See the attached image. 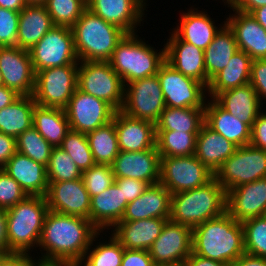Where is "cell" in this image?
Here are the masks:
<instances>
[{
  "label": "cell",
  "instance_id": "obj_53",
  "mask_svg": "<svg viewBox=\"0 0 266 266\" xmlns=\"http://www.w3.org/2000/svg\"><path fill=\"white\" fill-rule=\"evenodd\" d=\"M17 152L16 138L0 132V169Z\"/></svg>",
  "mask_w": 266,
  "mask_h": 266
},
{
  "label": "cell",
  "instance_id": "obj_22",
  "mask_svg": "<svg viewBox=\"0 0 266 266\" xmlns=\"http://www.w3.org/2000/svg\"><path fill=\"white\" fill-rule=\"evenodd\" d=\"M120 151L137 152L156 148L155 124L116 111L113 119Z\"/></svg>",
  "mask_w": 266,
  "mask_h": 266
},
{
  "label": "cell",
  "instance_id": "obj_28",
  "mask_svg": "<svg viewBox=\"0 0 266 266\" xmlns=\"http://www.w3.org/2000/svg\"><path fill=\"white\" fill-rule=\"evenodd\" d=\"M206 11L191 8L188 12L181 14V21H179L174 33L183 41L193 44L201 50H205L214 39L215 35L226 24L224 22L219 28L214 25V21ZM180 25V26H179Z\"/></svg>",
  "mask_w": 266,
  "mask_h": 266
},
{
  "label": "cell",
  "instance_id": "obj_9",
  "mask_svg": "<svg viewBox=\"0 0 266 266\" xmlns=\"http://www.w3.org/2000/svg\"><path fill=\"white\" fill-rule=\"evenodd\" d=\"M264 177H266V150L251 145L237 147L214 173V178L226 193L232 188Z\"/></svg>",
  "mask_w": 266,
  "mask_h": 266
},
{
  "label": "cell",
  "instance_id": "obj_61",
  "mask_svg": "<svg viewBox=\"0 0 266 266\" xmlns=\"http://www.w3.org/2000/svg\"><path fill=\"white\" fill-rule=\"evenodd\" d=\"M27 5L25 0H0V7L20 12Z\"/></svg>",
  "mask_w": 266,
  "mask_h": 266
},
{
  "label": "cell",
  "instance_id": "obj_10",
  "mask_svg": "<svg viewBox=\"0 0 266 266\" xmlns=\"http://www.w3.org/2000/svg\"><path fill=\"white\" fill-rule=\"evenodd\" d=\"M165 107L157 74L124 86V102L120 111L126 115L156 124Z\"/></svg>",
  "mask_w": 266,
  "mask_h": 266
},
{
  "label": "cell",
  "instance_id": "obj_21",
  "mask_svg": "<svg viewBox=\"0 0 266 266\" xmlns=\"http://www.w3.org/2000/svg\"><path fill=\"white\" fill-rule=\"evenodd\" d=\"M165 44V61L175 70L206 86L204 51L181 40L172 30Z\"/></svg>",
  "mask_w": 266,
  "mask_h": 266
},
{
  "label": "cell",
  "instance_id": "obj_62",
  "mask_svg": "<svg viewBox=\"0 0 266 266\" xmlns=\"http://www.w3.org/2000/svg\"><path fill=\"white\" fill-rule=\"evenodd\" d=\"M250 14L266 30V6L254 9Z\"/></svg>",
  "mask_w": 266,
  "mask_h": 266
},
{
  "label": "cell",
  "instance_id": "obj_48",
  "mask_svg": "<svg viewBox=\"0 0 266 266\" xmlns=\"http://www.w3.org/2000/svg\"><path fill=\"white\" fill-rule=\"evenodd\" d=\"M27 194L5 171L0 169V208L8 209L23 200Z\"/></svg>",
  "mask_w": 266,
  "mask_h": 266
},
{
  "label": "cell",
  "instance_id": "obj_36",
  "mask_svg": "<svg viewBox=\"0 0 266 266\" xmlns=\"http://www.w3.org/2000/svg\"><path fill=\"white\" fill-rule=\"evenodd\" d=\"M33 95L20 96L12 104L0 110V132L17 138L33 126Z\"/></svg>",
  "mask_w": 266,
  "mask_h": 266
},
{
  "label": "cell",
  "instance_id": "obj_20",
  "mask_svg": "<svg viewBox=\"0 0 266 266\" xmlns=\"http://www.w3.org/2000/svg\"><path fill=\"white\" fill-rule=\"evenodd\" d=\"M115 178H132L149 185L159 183L160 154L157 148L137 152L120 151L111 165Z\"/></svg>",
  "mask_w": 266,
  "mask_h": 266
},
{
  "label": "cell",
  "instance_id": "obj_43",
  "mask_svg": "<svg viewBox=\"0 0 266 266\" xmlns=\"http://www.w3.org/2000/svg\"><path fill=\"white\" fill-rule=\"evenodd\" d=\"M44 5L54 26L70 28L87 8L86 0H46Z\"/></svg>",
  "mask_w": 266,
  "mask_h": 266
},
{
  "label": "cell",
  "instance_id": "obj_3",
  "mask_svg": "<svg viewBox=\"0 0 266 266\" xmlns=\"http://www.w3.org/2000/svg\"><path fill=\"white\" fill-rule=\"evenodd\" d=\"M226 199V191L213 177L203 186L171 194L169 220L194 228L222 215Z\"/></svg>",
  "mask_w": 266,
  "mask_h": 266
},
{
  "label": "cell",
  "instance_id": "obj_16",
  "mask_svg": "<svg viewBox=\"0 0 266 266\" xmlns=\"http://www.w3.org/2000/svg\"><path fill=\"white\" fill-rule=\"evenodd\" d=\"M0 71L3 85L20 96H31L36 73L28 50L18 46L0 47Z\"/></svg>",
  "mask_w": 266,
  "mask_h": 266
},
{
  "label": "cell",
  "instance_id": "obj_8",
  "mask_svg": "<svg viewBox=\"0 0 266 266\" xmlns=\"http://www.w3.org/2000/svg\"><path fill=\"white\" fill-rule=\"evenodd\" d=\"M78 66L70 64L37 71L33 93L35 103L65 109L77 89Z\"/></svg>",
  "mask_w": 266,
  "mask_h": 266
},
{
  "label": "cell",
  "instance_id": "obj_2",
  "mask_svg": "<svg viewBox=\"0 0 266 266\" xmlns=\"http://www.w3.org/2000/svg\"><path fill=\"white\" fill-rule=\"evenodd\" d=\"M192 253L227 264L233 263L245 254L242 223L225 211L197 225L192 228Z\"/></svg>",
  "mask_w": 266,
  "mask_h": 266
},
{
  "label": "cell",
  "instance_id": "obj_26",
  "mask_svg": "<svg viewBox=\"0 0 266 266\" xmlns=\"http://www.w3.org/2000/svg\"><path fill=\"white\" fill-rule=\"evenodd\" d=\"M127 204L122 189L113 183L100 194L91 197L89 220L99 231L109 230L122 220Z\"/></svg>",
  "mask_w": 266,
  "mask_h": 266
},
{
  "label": "cell",
  "instance_id": "obj_65",
  "mask_svg": "<svg viewBox=\"0 0 266 266\" xmlns=\"http://www.w3.org/2000/svg\"><path fill=\"white\" fill-rule=\"evenodd\" d=\"M0 86H3V79H2L1 71H0Z\"/></svg>",
  "mask_w": 266,
  "mask_h": 266
},
{
  "label": "cell",
  "instance_id": "obj_11",
  "mask_svg": "<svg viewBox=\"0 0 266 266\" xmlns=\"http://www.w3.org/2000/svg\"><path fill=\"white\" fill-rule=\"evenodd\" d=\"M29 54L35 73L46 68L79 64L73 32L66 26L52 27L29 50Z\"/></svg>",
  "mask_w": 266,
  "mask_h": 266
},
{
  "label": "cell",
  "instance_id": "obj_41",
  "mask_svg": "<svg viewBox=\"0 0 266 266\" xmlns=\"http://www.w3.org/2000/svg\"><path fill=\"white\" fill-rule=\"evenodd\" d=\"M17 151L47 166L53 146L32 126L16 138Z\"/></svg>",
  "mask_w": 266,
  "mask_h": 266
},
{
  "label": "cell",
  "instance_id": "obj_59",
  "mask_svg": "<svg viewBox=\"0 0 266 266\" xmlns=\"http://www.w3.org/2000/svg\"><path fill=\"white\" fill-rule=\"evenodd\" d=\"M262 6H266V0H240L233 8L250 14L254 9Z\"/></svg>",
  "mask_w": 266,
  "mask_h": 266
},
{
  "label": "cell",
  "instance_id": "obj_60",
  "mask_svg": "<svg viewBox=\"0 0 266 266\" xmlns=\"http://www.w3.org/2000/svg\"><path fill=\"white\" fill-rule=\"evenodd\" d=\"M20 95L13 89L0 86V110L17 100Z\"/></svg>",
  "mask_w": 266,
  "mask_h": 266
},
{
  "label": "cell",
  "instance_id": "obj_18",
  "mask_svg": "<svg viewBox=\"0 0 266 266\" xmlns=\"http://www.w3.org/2000/svg\"><path fill=\"white\" fill-rule=\"evenodd\" d=\"M226 211L238 222L266 216V177L227 192Z\"/></svg>",
  "mask_w": 266,
  "mask_h": 266
},
{
  "label": "cell",
  "instance_id": "obj_54",
  "mask_svg": "<svg viewBox=\"0 0 266 266\" xmlns=\"http://www.w3.org/2000/svg\"><path fill=\"white\" fill-rule=\"evenodd\" d=\"M30 255L24 252L0 253V266H31Z\"/></svg>",
  "mask_w": 266,
  "mask_h": 266
},
{
  "label": "cell",
  "instance_id": "obj_51",
  "mask_svg": "<svg viewBox=\"0 0 266 266\" xmlns=\"http://www.w3.org/2000/svg\"><path fill=\"white\" fill-rule=\"evenodd\" d=\"M121 266H155L147 250L124 249Z\"/></svg>",
  "mask_w": 266,
  "mask_h": 266
},
{
  "label": "cell",
  "instance_id": "obj_37",
  "mask_svg": "<svg viewBox=\"0 0 266 266\" xmlns=\"http://www.w3.org/2000/svg\"><path fill=\"white\" fill-rule=\"evenodd\" d=\"M205 123V108L165 107L155 124L156 131L199 133Z\"/></svg>",
  "mask_w": 266,
  "mask_h": 266
},
{
  "label": "cell",
  "instance_id": "obj_42",
  "mask_svg": "<svg viewBox=\"0 0 266 266\" xmlns=\"http://www.w3.org/2000/svg\"><path fill=\"white\" fill-rule=\"evenodd\" d=\"M46 172L48 182L72 181L82 176V171L59 146L53 147Z\"/></svg>",
  "mask_w": 266,
  "mask_h": 266
},
{
  "label": "cell",
  "instance_id": "obj_23",
  "mask_svg": "<svg viewBox=\"0 0 266 266\" xmlns=\"http://www.w3.org/2000/svg\"><path fill=\"white\" fill-rule=\"evenodd\" d=\"M226 19L234 32L238 49L247 53L252 60L266 59V30L249 13L238 11Z\"/></svg>",
  "mask_w": 266,
  "mask_h": 266
},
{
  "label": "cell",
  "instance_id": "obj_64",
  "mask_svg": "<svg viewBox=\"0 0 266 266\" xmlns=\"http://www.w3.org/2000/svg\"><path fill=\"white\" fill-rule=\"evenodd\" d=\"M27 4H44L46 0H25Z\"/></svg>",
  "mask_w": 266,
  "mask_h": 266
},
{
  "label": "cell",
  "instance_id": "obj_46",
  "mask_svg": "<svg viewBox=\"0 0 266 266\" xmlns=\"http://www.w3.org/2000/svg\"><path fill=\"white\" fill-rule=\"evenodd\" d=\"M81 178L90 198L100 194L115 183L112 166L107 164H94L82 172Z\"/></svg>",
  "mask_w": 266,
  "mask_h": 266
},
{
  "label": "cell",
  "instance_id": "obj_35",
  "mask_svg": "<svg viewBox=\"0 0 266 266\" xmlns=\"http://www.w3.org/2000/svg\"><path fill=\"white\" fill-rule=\"evenodd\" d=\"M33 127L53 147L60 146L70 131L65 109L38 104H35L33 110Z\"/></svg>",
  "mask_w": 266,
  "mask_h": 266
},
{
  "label": "cell",
  "instance_id": "obj_5",
  "mask_svg": "<svg viewBox=\"0 0 266 266\" xmlns=\"http://www.w3.org/2000/svg\"><path fill=\"white\" fill-rule=\"evenodd\" d=\"M7 211L10 252L31 253L38 247L45 216L49 211L45 196H26Z\"/></svg>",
  "mask_w": 266,
  "mask_h": 266
},
{
  "label": "cell",
  "instance_id": "obj_17",
  "mask_svg": "<svg viewBox=\"0 0 266 266\" xmlns=\"http://www.w3.org/2000/svg\"><path fill=\"white\" fill-rule=\"evenodd\" d=\"M48 183L45 197L49 210L89 219L91 198L82 178Z\"/></svg>",
  "mask_w": 266,
  "mask_h": 266
},
{
  "label": "cell",
  "instance_id": "obj_30",
  "mask_svg": "<svg viewBox=\"0 0 266 266\" xmlns=\"http://www.w3.org/2000/svg\"><path fill=\"white\" fill-rule=\"evenodd\" d=\"M236 149L235 144L204 123L196 137L194 155L214 174Z\"/></svg>",
  "mask_w": 266,
  "mask_h": 266
},
{
  "label": "cell",
  "instance_id": "obj_12",
  "mask_svg": "<svg viewBox=\"0 0 266 266\" xmlns=\"http://www.w3.org/2000/svg\"><path fill=\"white\" fill-rule=\"evenodd\" d=\"M214 174L195 155L160 158V180L171 194L205 185Z\"/></svg>",
  "mask_w": 266,
  "mask_h": 266
},
{
  "label": "cell",
  "instance_id": "obj_32",
  "mask_svg": "<svg viewBox=\"0 0 266 266\" xmlns=\"http://www.w3.org/2000/svg\"><path fill=\"white\" fill-rule=\"evenodd\" d=\"M52 27L44 4H27L19 13L17 46L29 51Z\"/></svg>",
  "mask_w": 266,
  "mask_h": 266
},
{
  "label": "cell",
  "instance_id": "obj_39",
  "mask_svg": "<svg viewBox=\"0 0 266 266\" xmlns=\"http://www.w3.org/2000/svg\"><path fill=\"white\" fill-rule=\"evenodd\" d=\"M197 135L181 131H156V148L160 158L194 155Z\"/></svg>",
  "mask_w": 266,
  "mask_h": 266
},
{
  "label": "cell",
  "instance_id": "obj_33",
  "mask_svg": "<svg viewBox=\"0 0 266 266\" xmlns=\"http://www.w3.org/2000/svg\"><path fill=\"white\" fill-rule=\"evenodd\" d=\"M251 64L252 58L244 51L238 50L227 66L209 81L208 97L214 99L220 92L249 84Z\"/></svg>",
  "mask_w": 266,
  "mask_h": 266
},
{
  "label": "cell",
  "instance_id": "obj_4",
  "mask_svg": "<svg viewBox=\"0 0 266 266\" xmlns=\"http://www.w3.org/2000/svg\"><path fill=\"white\" fill-rule=\"evenodd\" d=\"M79 61L108 62L117 44L127 34L86 8L71 27Z\"/></svg>",
  "mask_w": 266,
  "mask_h": 266
},
{
  "label": "cell",
  "instance_id": "obj_34",
  "mask_svg": "<svg viewBox=\"0 0 266 266\" xmlns=\"http://www.w3.org/2000/svg\"><path fill=\"white\" fill-rule=\"evenodd\" d=\"M238 50L234 32L225 24L204 50L206 87H208L209 81L227 66L231 57Z\"/></svg>",
  "mask_w": 266,
  "mask_h": 266
},
{
  "label": "cell",
  "instance_id": "obj_44",
  "mask_svg": "<svg viewBox=\"0 0 266 266\" xmlns=\"http://www.w3.org/2000/svg\"><path fill=\"white\" fill-rule=\"evenodd\" d=\"M59 147L71 157L82 172L95 164L85 133L70 130Z\"/></svg>",
  "mask_w": 266,
  "mask_h": 266
},
{
  "label": "cell",
  "instance_id": "obj_24",
  "mask_svg": "<svg viewBox=\"0 0 266 266\" xmlns=\"http://www.w3.org/2000/svg\"><path fill=\"white\" fill-rule=\"evenodd\" d=\"M169 218H150L135 221H120L111 231L124 249L149 250L161 234Z\"/></svg>",
  "mask_w": 266,
  "mask_h": 266
},
{
  "label": "cell",
  "instance_id": "obj_15",
  "mask_svg": "<svg viewBox=\"0 0 266 266\" xmlns=\"http://www.w3.org/2000/svg\"><path fill=\"white\" fill-rule=\"evenodd\" d=\"M155 265H182L192 253V228L168 220L148 250Z\"/></svg>",
  "mask_w": 266,
  "mask_h": 266
},
{
  "label": "cell",
  "instance_id": "obj_56",
  "mask_svg": "<svg viewBox=\"0 0 266 266\" xmlns=\"http://www.w3.org/2000/svg\"><path fill=\"white\" fill-rule=\"evenodd\" d=\"M0 253H9V239L7 235V211L0 208Z\"/></svg>",
  "mask_w": 266,
  "mask_h": 266
},
{
  "label": "cell",
  "instance_id": "obj_55",
  "mask_svg": "<svg viewBox=\"0 0 266 266\" xmlns=\"http://www.w3.org/2000/svg\"><path fill=\"white\" fill-rule=\"evenodd\" d=\"M33 259L31 258V266H79V263L63 258L42 256L37 261Z\"/></svg>",
  "mask_w": 266,
  "mask_h": 266
},
{
  "label": "cell",
  "instance_id": "obj_19",
  "mask_svg": "<svg viewBox=\"0 0 266 266\" xmlns=\"http://www.w3.org/2000/svg\"><path fill=\"white\" fill-rule=\"evenodd\" d=\"M86 3L90 11L127 34L137 33L147 6L146 0H86Z\"/></svg>",
  "mask_w": 266,
  "mask_h": 266
},
{
  "label": "cell",
  "instance_id": "obj_7",
  "mask_svg": "<svg viewBox=\"0 0 266 266\" xmlns=\"http://www.w3.org/2000/svg\"><path fill=\"white\" fill-rule=\"evenodd\" d=\"M77 88L100 98L116 111L124 102V84L109 62L79 61Z\"/></svg>",
  "mask_w": 266,
  "mask_h": 266
},
{
  "label": "cell",
  "instance_id": "obj_52",
  "mask_svg": "<svg viewBox=\"0 0 266 266\" xmlns=\"http://www.w3.org/2000/svg\"><path fill=\"white\" fill-rule=\"evenodd\" d=\"M250 145L266 150V111H261L253 123Z\"/></svg>",
  "mask_w": 266,
  "mask_h": 266
},
{
  "label": "cell",
  "instance_id": "obj_45",
  "mask_svg": "<svg viewBox=\"0 0 266 266\" xmlns=\"http://www.w3.org/2000/svg\"><path fill=\"white\" fill-rule=\"evenodd\" d=\"M245 253L266 258V216L242 222Z\"/></svg>",
  "mask_w": 266,
  "mask_h": 266
},
{
  "label": "cell",
  "instance_id": "obj_40",
  "mask_svg": "<svg viewBox=\"0 0 266 266\" xmlns=\"http://www.w3.org/2000/svg\"><path fill=\"white\" fill-rule=\"evenodd\" d=\"M100 233L101 231L93 237L79 266H121L124 248L112 234H110L109 241L99 242V245H94V248H91Z\"/></svg>",
  "mask_w": 266,
  "mask_h": 266
},
{
  "label": "cell",
  "instance_id": "obj_29",
  "mask_svg": "<svg viewBox=\"0 0 266 266\" xmlns=\"http://www.w3.org/2000/svg\"><path fill=\"white\" fill-rule=\"evenodd\" d=\"M206 103L205 124L209 128L237 147L250 145L252 128L249 125L227 112L214 99Z\"/></svg>",
  "mask_w": 266,
  "mask_h": 266
},
{
  "label": "cell",
  "instance_id": "obj_38",
  "mask_svg": "<svg viewBox=\"0 0 266 266\" xmlns=\"http://www.w3.org/2000/svg\"><path fill=\"white\" fill-rule=\"evenodd\" d=\"M86 135L95 164L111 166L120 152L114 121L112 120Z\"/></svg>",
  "mask_w": 266,
  "mask_h": 266
},
{
  "label": "cell",
  "instance_id": "obj_49",
  "mask_svg": "<svg viewBox=\"0 0 266 266\" xmlns=\"http://www.w3.org/2000/svg\"><path fill=\"white\" fill-rule=\"evenodd\" d=\"M256 91L261 105L266 99V59L252 60L249 82Z\"/></svg>",
  "mask_w": 266,
  "mask_h": 266
},
{
  "label": "cell",
  "instance_id": "obj_63",
  "mask_svg": "<svg viewBox=\"0 0 266 266\" xmlns=\"http://www.w3.org/2000/svg\"><path fill=\"white\" fill-rule=\"evenodd\" d=\"M224 2V4H227L228 7H234L240 0H222Z\"/></svg>",
  "mask_w": 266,
  "mask_h": 266
},
{
  "label": "cell",
  "instance_id": "obj_14",
  "mask_svg": "<svg viewBox=\"0 0 266 266\" xmlns=\"http://www.w3.org/2000/svg\"><path fill=\"white\" fill-rule=\"evenodd\" d=\"M65 112L70 130L87 134L112 121L116 110L106 101L77 88Z\"/></svg>",
  "mask_w": 266,
  "mask_h": 266
},
{
  "label": "cell",
  "instance_id": "obj_47",
  "mask_svg": "<svg viewBox=\"0 0 266 266\" xmlns=\"http://www.w3.org/2000/svg\"><path fill=\"white\" fill-rule=\"evenodd\" d=\"M19 13L0 7V47L17 46Z\"/></svg>",
  "mask_w": 266,
  "mask_h": 266
},
{
  "label": "cell",
  "instance_id": "obj_50",
  "mask_svg": "<svg viewBox=\"0 0 266 266\" xmlns=\"http://www.w3.org/2000/svg\"><path fill=\"white\" fill-rule=\"evenodd\" d=\"M115 183L122 189L123 197L127 203L134 201L144 193L149 186L148 183L132 178H115Z\"/></svg>",
  "mask_w": 266,
  "mask_h": 266
},
{
  "label": "cell",
  "instance_id": "obj_13",
  "mask_svg": "<svg viewBox=\"0 0 266 266\" xmlns=\"http://www.w3.org/2000/svg\"><path fill=\"white\" fill-rule=\"evenodd\" d=\"M157 76L167 107L205 108L208 99L204 84L183 75L166 61L160 66Z\"/></svg>",
  "mask_w": 266,
  "mask_h": 266
},
{
  "label": "cell",
  "instance_id": "obj_57",
  "mask_svg": "<svg viewBox=\"0 0 266 266\" xmlns=\"http://www.w3.org/2000/svg\"><path fill=\"white\" fill-rule=\"evenodd\" d=\"M230 264L221 261L204 258L202 256L191 253L185 260L183 266H229Z\"/></svg>",
  "mask_w": 266,
  "mask_h": 266
},
{
  "label": "cell",
  "instance_id": "obj_1",
  "mask_svg": "<svg viewBox=\"0 0 266 266\" xmlns=\"http://www.w3.org/2000/svg\"><path fill=\"white\" fill-rule=\"evenodd\" d=\"M98 232L89 219L49 210L38 247L43 249L40 250L41 256L80 263Z\"/></svg>",
  "mask_w": 266,
  "mask_h": 266
},
{
  "label": "cell",
  "instance_id": "obj_6",
  "mask_svg": "<svg viewBox=\"0 0 266 266\" xmlns=\"http://www.w3.org/2000/svg\"><path fill=\"white\" fill-rule=\"evenodd\" d=\"M108 62L125 86L134 80L156 75L165 62V46L158 52L136 33L126 34Z\"/></svg>",
  "mask_w": 266,
  "mask_h": 266
},
{
  "label": "cell",
  "instance_id": "obj_66",
  "mask_svg": "<svg viewBox=\"0 0 266 266\" xmlns=\"http://www.w3.org/2000/svg\"><path fill=\"white\" fill-rule=\"evenodd\" d=\"M155 266H182V265H155Z\"/></svg>",
  "mask_w": 266,
  "mask_h": 266
},
{
  "label": "cell",
  "instance_id": "obj_25",
  "mask_svg": "<svg viewBox=\"0 0 266 266\" xmlns=\"http://www.w3.org/2000/svg\"><path fill=\"white\" fill-rule=\"evenodd\" d=\"M11 176L27 196H46L48 179L46 166L18 151L2 168Z\"/></svg>",
  "mask_w": 266,
  "mask_h": 266
},
{
  "label": "cell",
  "instance_id": "obj_31",
  "mask_svg": "<svg viewBox=\"0 0 266 266\" xmlns=\"http://www.w3.org/2000/svg\"><path fill=\"white\" fill-rule=\"evenodd\" d=\"M214 100L251 128L262 110L258 95L250 83L220 92Z\"/></svg>",
  "mask_w": 266,
  "mask_h": 266
},
{
  "label": "cell",
  "instance_id": "obj_27",
  "mask_svg": "<svg viewBox=\"0 0 266 266\" xmlns=\"http://www.w3.org/2000/svg\"><path fill=\"white\" fill-rule=\"evenodd\" d=\"M171 193L160 183L149 185L134 201L127 204L121 221L170 218Z\"/></svg>",
  "mask_w": 266,
  "mask_h": 266
},
{
  "label": "cell",
  "instance_id": "obj_58",
  "mask_svg": "<svg viewBox=\"0 0 266 266\" xmlns=\"http://www.w3.org/2000/svg\"><path fill=\"white\" fill-rule=\"evenodd\" d=\"M229 266H266V258L243 254Z\"/></svg>",
  "mask_w": 266,
  "mask_h": 266
}]
</instances>
